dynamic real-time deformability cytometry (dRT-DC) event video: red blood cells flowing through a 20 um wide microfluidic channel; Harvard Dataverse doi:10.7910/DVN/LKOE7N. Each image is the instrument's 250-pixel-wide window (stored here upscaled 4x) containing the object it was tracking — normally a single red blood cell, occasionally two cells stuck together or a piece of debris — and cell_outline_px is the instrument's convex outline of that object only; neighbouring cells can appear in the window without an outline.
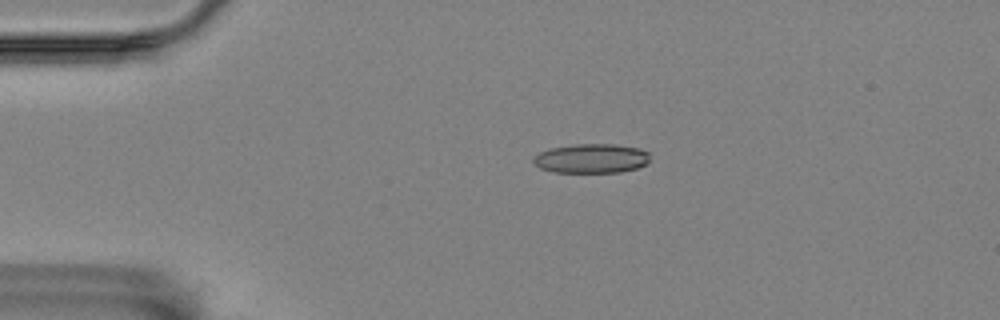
{"species": "Egyptian fruit bat (a non-hibernating species)", "species_latin": "Rousettus aegyptiacus", "temperature_condition": "room temperature", "stored_images_in_passage": 8, "camera_frame_rate_fps": 3000, "um_per_image_px": 0.085, "animal": {"sex": "female"}, "frame": {"image": 1, "passage_image": 1, "time_ms": 0.0, "image_size_px": [1000, 320], "cell_outline_px": [[648, 164], [636, 168], [620, 172], [552, 172], [540, 168], [532, 160], [532, 156], [540, 152], [552, 148], [576, 144], [616, 144], [640, 148], [648, 152]], "centroid_in_image_um": [50.27, 13.46], "position_along_channel_um": 34.7, "area_um2": 19.94}}
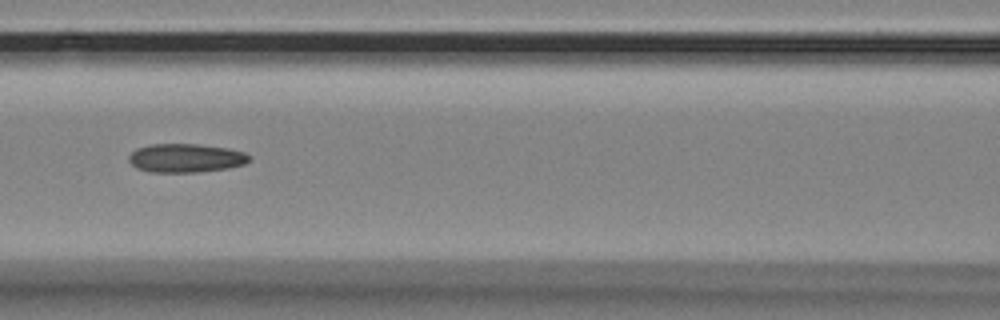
{"frame": {"image": 2, "passage_image": 5, "time_ms": 1.333, "image_size_px": [1000, 320], "cell_outline_px": [[252, 156], [244, 164], [228, 168], [200, 172], [148, 172], [136, 168], [128, 160], [128, 156], [136, 148], [148, 144], [200, 144], [228, 148], [244, 152]], "centroid_in_image_um": [15.77, 13.43], "position_along_channel_um": 150.8, "area_um2": 20.35}}
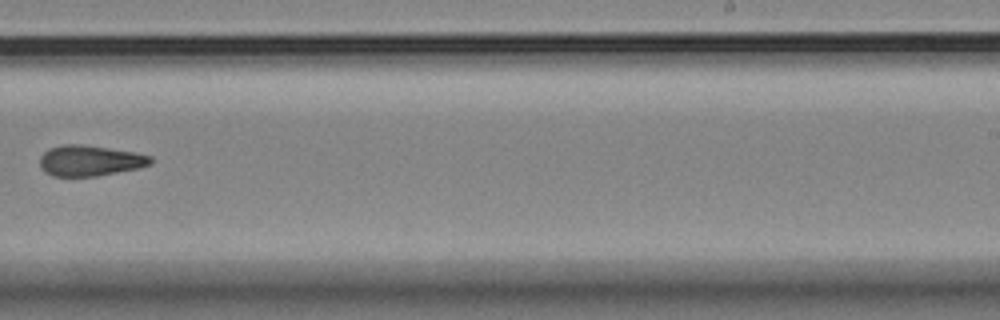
{"frame": {"image": 3, "passage_image": 8, "time_ms": 2.333, "image_size_px": [1000, 320], "cell_outline_px": [[152, 164], [140, 168], [96, 176], [52, 176], [44, 172], [40, 168], [40, 156], [48, 148], [64, 144], [80, 144], [136, 152], [152, 156]], "centroid_in_image_um": [7.64, 13.65], "position_along_channel_um": 281.4, "area_um2": 20.0}}